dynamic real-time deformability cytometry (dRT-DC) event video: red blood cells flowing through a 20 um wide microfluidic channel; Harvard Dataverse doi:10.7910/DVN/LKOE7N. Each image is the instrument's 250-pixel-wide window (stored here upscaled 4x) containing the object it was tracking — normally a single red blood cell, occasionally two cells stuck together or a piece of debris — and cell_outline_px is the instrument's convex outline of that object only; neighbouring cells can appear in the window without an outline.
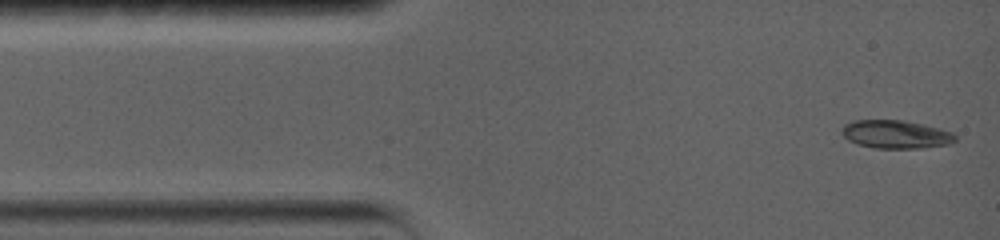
{"species": "common noctule bat (a hibernating species)", "species_latin": "Nyctalus noctula", "temperature_condition": "warm", "stored_images_in_passage": 8, "camera_frame_rate_fps": 5000, "um_per_image_px": 0.085, "animal": {"sex": "female", "body_mass_g": 19.0, "forearm_length_mm": 56.7}, "frame": {"image": 1, "passage_image": 1, "time_ms": 0.0, "image_size_px": [1000, 240], "cell_outline_px": [[956, 140], [952, 144], [924, 148], [876, 148], [860, 144], [848, 140], [840, 132], [844, 124], [852, 120], [904, 120], [924, 124], [940, 128], [952, 132], [956, 136]], "centroid_in_image_um": [76.17, 11.41], "position_along_channel_um": 8.8, "area_um2": 18.84}}
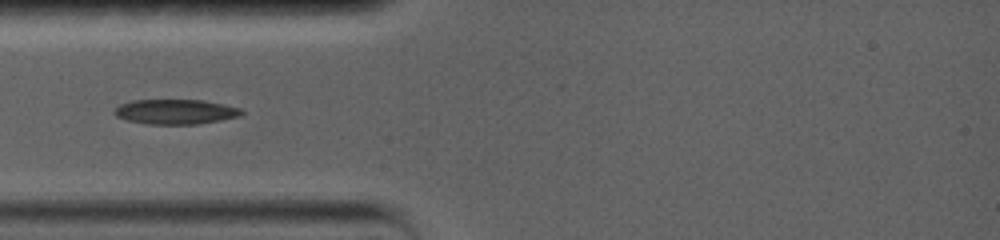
{"frame": {"image": 2, "passage_image": 5, "time_ms": 3.6, "image_size_px": [1000, 240], "cell_outline_px": [[244, 112], [240, 116], [220, 120], [196, 124], [148, 124], [128, 120], [116, 116], [112, 112], [120, 104], [132, 100], [204, 100], [224, 104], [240, 108]], "centroid_in_image_um": [14.92, 9.49], "position_along_channel_um": 70.1, "area_um2": 18.38}}
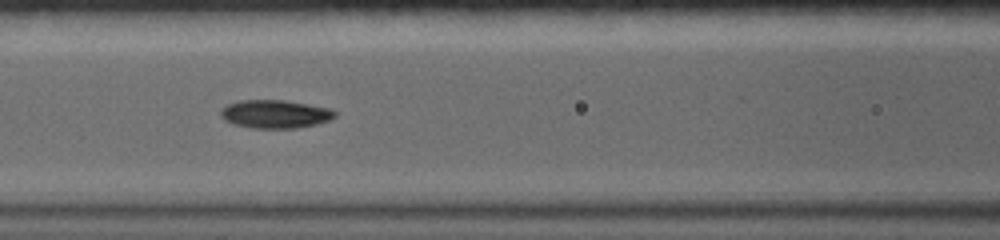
{"frame": {"image": 3, "passage_image": 7, "time_ms": 5.6, "image_size_px": [1000, 240], "cell_outline_px": [[336, 116], [328, 120], [316, 124], [296, 128], [252, 128], [232, 124], [224, 120], [220, 116], [220, 112], [228, 104], [240, 100], [284, 100], [332, 108], [336, 112]], "centroid_in_image_um": [23.39, 9.69], "position_along_channel_um": 143.2, "area_um2": 18.84}}